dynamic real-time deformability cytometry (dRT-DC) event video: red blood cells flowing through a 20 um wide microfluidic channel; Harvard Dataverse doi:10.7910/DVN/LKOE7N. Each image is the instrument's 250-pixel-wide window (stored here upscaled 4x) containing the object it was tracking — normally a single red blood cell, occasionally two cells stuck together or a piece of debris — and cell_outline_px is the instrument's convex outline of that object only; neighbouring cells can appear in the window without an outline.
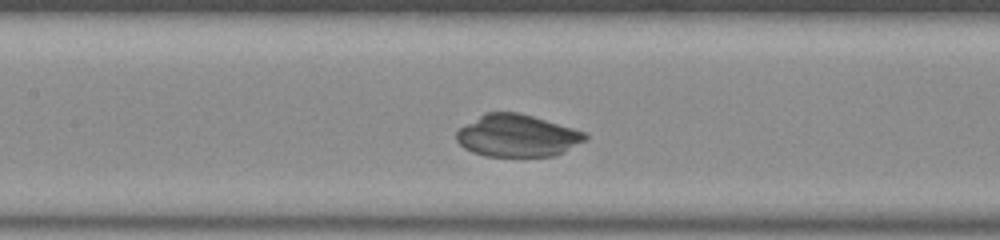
{"species": "common noctule bat (a hibernating species)", "species_latin": "Nyctalus noctula", "temperature_condition": "room temperature", "stored_images_in_passage": 35, "camera_frame_rate_fps": 3000, "um_per_image_px": 0.085, "animal": {"sex": "male", "body_mass_g": 20.0, "forearm_length_mm": 53.3}, "frame": {"image": 1, "passage_image": 15, "time_ms": 4.667, "image_size_px": [1000, 240], "cell_outline_px": [[588, 136], [584, 140], [564, 152], [552, 156], [484, 156], [472, 152], [464, 148], [456, 140], [456, 132], [460, 128], [484, 112], [520, 112], [572, 128], [584, 132]], "centroid_in_image_um": [43.92, 11.53], "position_along_channel_um": 163.5, "area_um2": 31.5}}
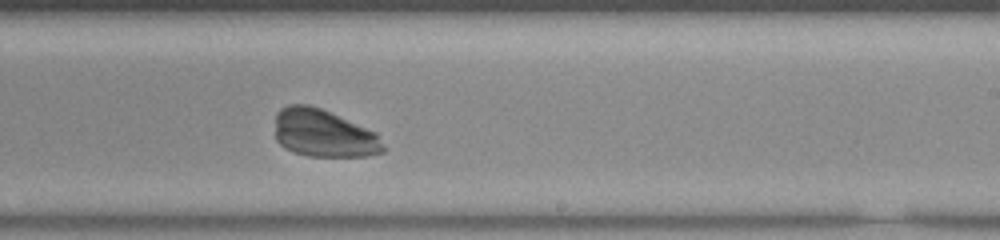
{"frame": {"image": 2, "passage_image": 23, "time_ms": 7.333, "image_size_px": [1000, 240], "cell_outline_px": [[384, 152], [368, 156], [308, 156], [284, 148], [276, 140], [276, 112], [280, 108], [288, 104], [308, 104], [320, 108], [376, 132], [384, 144]], "centroid_in_image_um": [27.5, 11.33], "position_along_channel_um": 261.5, "area_um2": 30.06}}
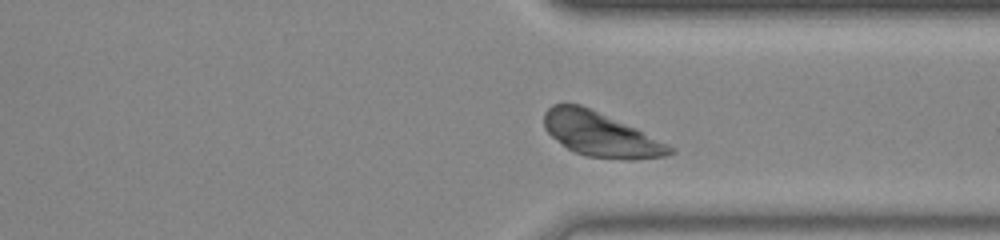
{"frame": {"image": 3, "passage_image": 31, "time_ms": 10.0, "image_size_px": [1000, 240], "cell_outline_px": [[676, 152], [664, 156], [628, 160], [624, 160], [584, 156], [568, 148], [552, 136], [544, 128], [544, 112], [552, 104], [580, 104], [636, 128], [676, 148]], "centroid_in_image_um": [51.06, 11.43], "position_along_channel_um": 360.3, "area_um2": 32.25}}